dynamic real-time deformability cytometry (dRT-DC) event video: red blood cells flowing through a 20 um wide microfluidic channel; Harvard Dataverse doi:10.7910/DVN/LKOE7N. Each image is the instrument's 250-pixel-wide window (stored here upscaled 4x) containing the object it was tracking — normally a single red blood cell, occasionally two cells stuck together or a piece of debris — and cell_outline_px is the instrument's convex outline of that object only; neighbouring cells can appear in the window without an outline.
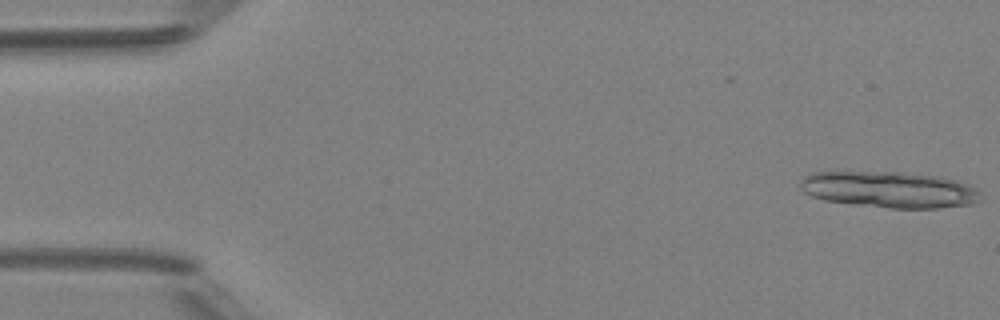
{"species": "Egyptian fruit bat (a non-hibernating species)", "species_latin": "Rousettus aegyptiacus", "temperature_condition": "room temperature", "stored_images_in_passage": 13, "camera_frame_rate_fps": 3000, "um_per_image_px": 0.085, "animal": {"sex": "female"}, "frame": {"image": 1, "passage_image": 1, "time_ms": 0.0, "image_size_px": [1000, 320], "cell_outline_px": [[980, 200], [968, 204], [936, 208], [888, 208], [824, 200], [812, 196], [804, 192], [800, 188], [800, 184], [804, 176], [812, 172], [900, 172], [940, 176], [968, 184], [976, 188], [980, 192]], "centroid_in_image_um": [75.59, 16.11], "position_along_channel_um": 9.4, "area_um2": 37.92}}